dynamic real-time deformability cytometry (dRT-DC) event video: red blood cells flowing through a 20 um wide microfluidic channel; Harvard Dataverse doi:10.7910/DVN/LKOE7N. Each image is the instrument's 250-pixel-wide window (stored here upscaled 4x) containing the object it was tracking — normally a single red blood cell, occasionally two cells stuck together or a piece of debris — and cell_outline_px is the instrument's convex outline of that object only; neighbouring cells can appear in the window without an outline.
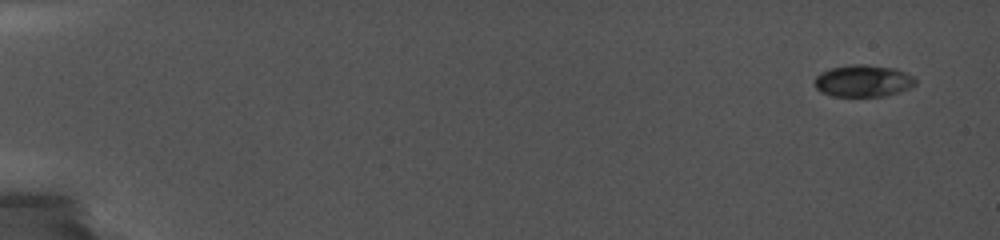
{"species": "common noctule bat (a hibernating species)", "species_latin": "Nyctalus noctula", "temperature_condition": "cold", "stored_images_in_passage": 46, "camera_frame_rate_fps": 5000, "um_per_image_px": 0.085, "animal": {"sex": "female", "body_mass_g": 19.0, "forearm_length_mm": 56.7}, "frame": {"image": 1, "passage_image": 1, "time_ms": 0.0, "image_size_px": [1000, 240], "cell_outline_px": [[916, 84], [900, 92], [884, 96], [832, 96], [820, 92], [816, 88], [816, 76], [820, 72], [832, 68], [852, 64], [864, 64], [896, 68], [912, 76], [916, 80]], "centroid_in_image_um": [73.37, 6.87], "position_along_channel_um": 11.6, "area_um2": 18.73}}
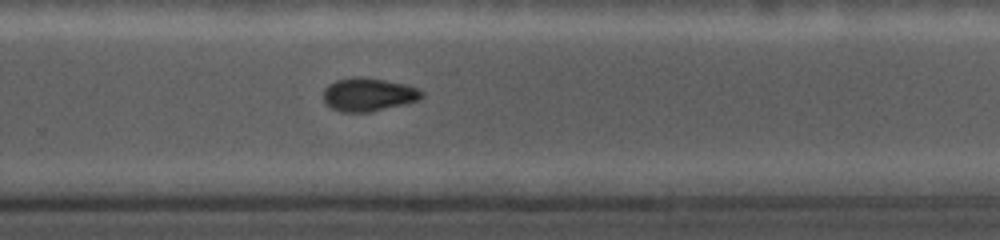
{"frame": {"image": 2, "passage_image": 34, "time_ms": 12.2, "image_size_px": [1000, 240], "cell_outline_px": [[424, 96], [416, 100], [404, 104], [368, 112], [340, 112], [332, 108], [324, 100], [324, 88], [328, 84], [336, 80], [352, 76], [368, 76], [404, 84], [416, 88], [424, 92]], "centroid_in_image_um": [31.29, 8.01], "position_along_channel_um": 298.5, "area_um2": 19.13}}
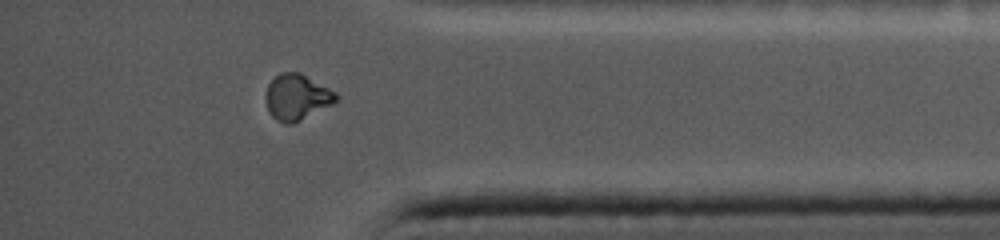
{"frame": {"image": 3, "passage_image": 42, "time_ms": 15.2, "image_size_px": [1000, 240], "cell_outline_px": [[340, 96], [332, 104], [292, 124], [288, 124], [276, 120], [272, 116], [268, 108], [268, 84], [280, 72], [300, 72], [336, 92]], "centroid_in_image_um": [25.27, 8.24], "position_along_channel_um": 409.9, "area_um2": 18.32}}